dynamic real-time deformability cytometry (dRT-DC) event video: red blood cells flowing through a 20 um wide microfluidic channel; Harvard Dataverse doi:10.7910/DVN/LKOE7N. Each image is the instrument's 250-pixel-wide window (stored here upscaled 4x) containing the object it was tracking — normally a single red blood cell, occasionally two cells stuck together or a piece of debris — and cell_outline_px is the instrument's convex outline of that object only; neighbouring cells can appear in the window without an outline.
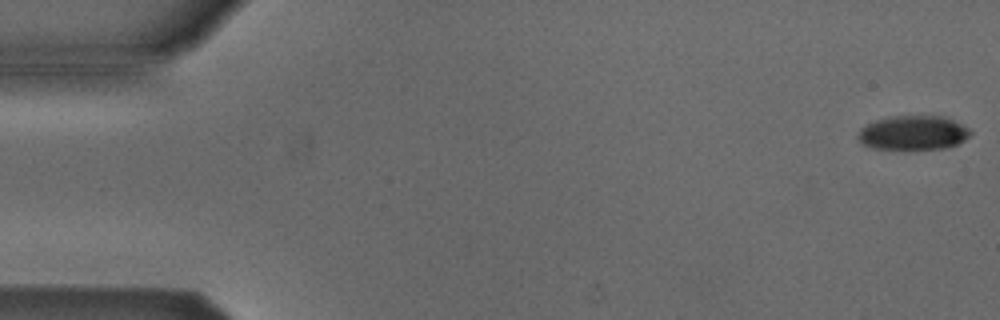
{"species": "Egyptian fruit bat (a non-hibernating species)", "species_latin": "Rousettus aegyptiacus", "temperature_condition": "cold", "stored_images_in_passage": 4, "camera_frame_rate_fps": 3000, "um_per_image_px": 0.085, "animal": {"sex": "male"}, "frame": {"image": 1, "passage_image": 1, "time_ms": 0.0, "image_size_px": [1000, 320], "cell_outline_px": [[972, 132], [964, 140], [956, 144], [944, 148], [872, 148], [864, 144], [856, 136], [860, 128], [876, 120], [892, 116], [940, 116], [952, 120], [968, 128]], "centroid_in_image_um": [77.59, 11.27], "position_along_channel_um": 7.4, "area_um2": 21.91}}